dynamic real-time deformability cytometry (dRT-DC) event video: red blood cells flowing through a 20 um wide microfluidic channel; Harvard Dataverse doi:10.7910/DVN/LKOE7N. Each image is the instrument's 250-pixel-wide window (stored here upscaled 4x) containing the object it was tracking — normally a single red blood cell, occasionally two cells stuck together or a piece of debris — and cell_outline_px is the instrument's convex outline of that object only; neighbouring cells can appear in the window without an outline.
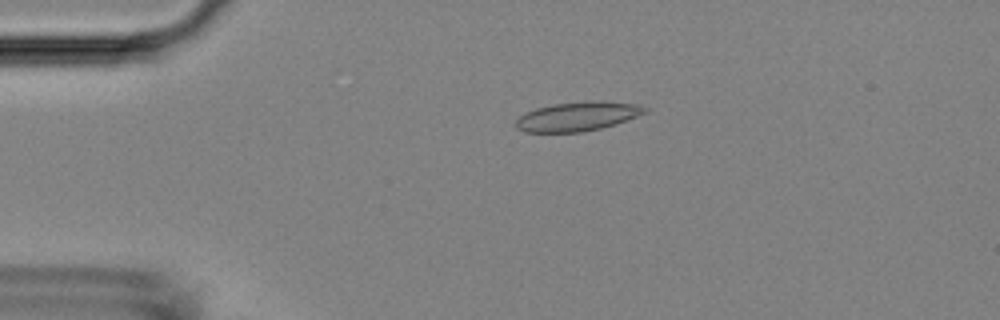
{"species": "Egyptian fruit bat (a non-hibernating species)", "species_latin": "Rousettus aegyptiacus", "temperature_condition": "room temperature", "stored_images_in_passage": 50, "camera_frame_rate_fps": 3000, "um_per_image_px": 0.085, "animal": {"sex": "female"}, "frame": {"image": 1, "passage_image": 9, "time_ms": 2.667, "image_size_px": [1000, 320], "cell_outline_px": [[648, 112], [616, 124], [584, 132], [524, 132], [516, 128], [516, 120], [520, 116], [536, 108], [552, 104], [588, 100], [604, 100], [636, 104], [648, 108]], "centroid_in_image_um": [49.13, 9.88], "position_along_channel_um": 35.9, "area_um2": 22.14}}
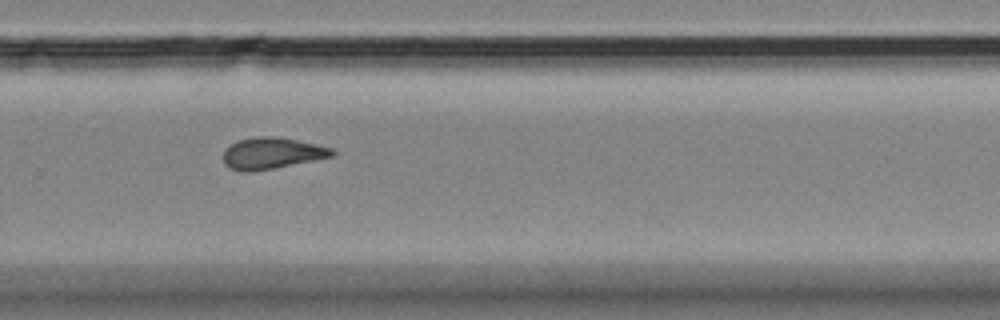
{"frame": {"image": 2, "passage_image": 33, "time_ms": 10.667, "image_size_px": [1000, 320], "cell_outline_px": [[336, 152], [332, 156], [252, 172], [240, 172], [228, 168], [224, 164], [224, 152], [236, 140], [256, 136], [268, 136], [296, 140], [316, 144], [332, 148]], "centroid_in_image_um": [23.06, 13.03], "position_along_channel_um": 306.7, "area_um2": 19.65}}
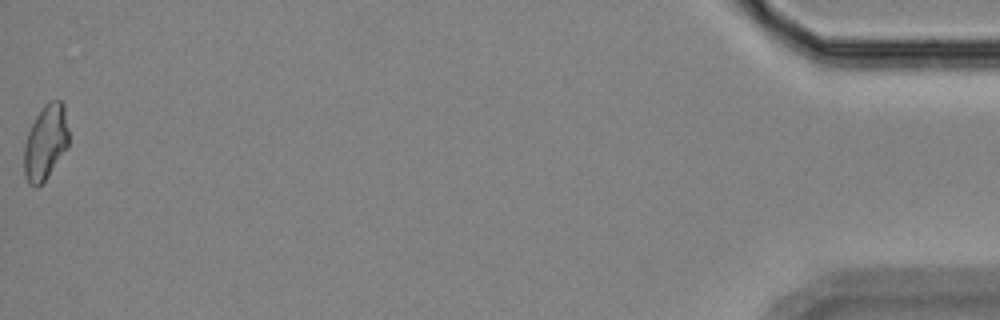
{"frame": {"image": 3, "passage_image": 50, "time_ms": 16.333, "image_size_px": [1000, 320], "cell_outline_px": [[68, 148], [48, 176], [36, 188], [28, 184], [24, 176], [24, 144], [28, 132], [36, 116], [44, 104], [48, 100], [60, 100], [64, 104], [68, 128]], "centroid_in_image_um": [3.87, 12.1], "position_along_channel_um": 431.3, "area_um2": 19.71}, "authors_computed_cell_mechanics": {"area_um2": 19.8254, "velocity_mm_per_s": 3.8376, "shape_relaxation_time_tau1_ms": null, "shape_relaxation_time_tau2_ms": 1.9042, "deformation_change_tau1": null, "deformation_change_tau2": 0.0924}}